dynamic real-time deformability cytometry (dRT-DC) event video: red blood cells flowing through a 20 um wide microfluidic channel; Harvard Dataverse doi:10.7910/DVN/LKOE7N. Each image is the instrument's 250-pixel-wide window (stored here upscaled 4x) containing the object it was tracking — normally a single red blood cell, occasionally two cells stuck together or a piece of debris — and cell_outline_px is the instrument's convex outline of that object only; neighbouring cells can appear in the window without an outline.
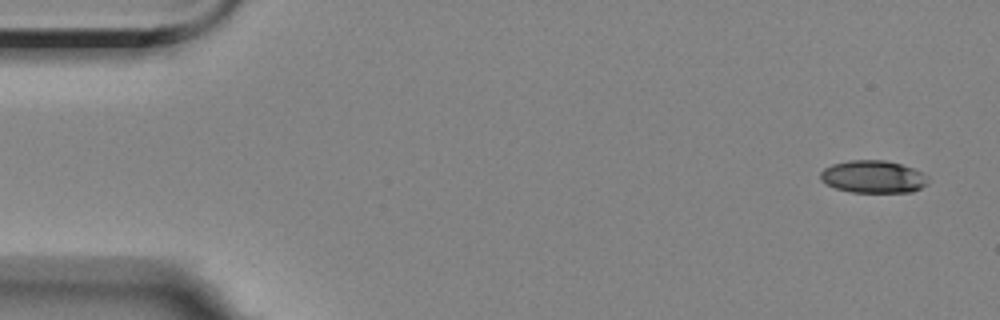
{"species": "Egyptian fruit bat (a non-hibernating species)", "species_latin": "Rousettus aegyptiacus", "temperature_condition": "room temperature", "stored_images_in_passage": 6, "camera_frame_rate_fps": 3000, "um_per_image_px": 0.085, "animal": {"sex": "female"}, "frame": {"image": 1, "passage_image": 1, "time_ms": 0.0, "image_size_px": [1000, 320], "cell_outline_px": [[928, 184], [912, 192], [852, 192], [836, 188], [820, 180], [820, 172], [824, 168], [832, 164], [848, 160], [884, 160], [900, 164], [924, 172], [928, 176]], "centroid_in_image_um": [74.24, 15.02], "position_along_channel_um": 10.8, "area_um2": 20.46}}